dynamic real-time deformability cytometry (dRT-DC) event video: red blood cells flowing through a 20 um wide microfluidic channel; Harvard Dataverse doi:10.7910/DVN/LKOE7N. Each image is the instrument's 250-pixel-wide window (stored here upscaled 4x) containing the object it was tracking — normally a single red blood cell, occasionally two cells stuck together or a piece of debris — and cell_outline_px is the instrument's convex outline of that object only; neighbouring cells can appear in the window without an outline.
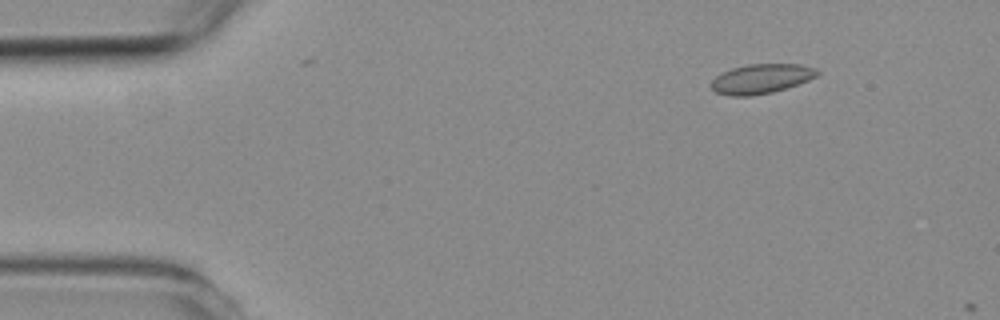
{"species": "common noctule bat (a hibernating species)", "species_latin": "Nyctalus noctula", "temperature_condition": "room temperature", "stored_images_in_passage": 3, "camera_frame_rate_fps": 3000, "um_per_image_px": 0.085, "animal": {"sex": "female", "body_mass_g": 19.3, "forearm_length_mm": 54.1}, "frame": {"image": 1, "passage_image": 2, "time_ms": 1.333, "image_size_px": [1000, 320], "cell_outline_px": [[820, 72], [816, 76], [808, 80], [772, 92], [752, 96], [728, 96], [716, 92], [712, 88], [712, 80], [716, 76], [732, 68], [748, 64], [800, 64], [816, 68]], "centroid_in_image_um": [64.7, 6.69], "position_along_channel_um": 20.3, "area_um2": 18.09}}